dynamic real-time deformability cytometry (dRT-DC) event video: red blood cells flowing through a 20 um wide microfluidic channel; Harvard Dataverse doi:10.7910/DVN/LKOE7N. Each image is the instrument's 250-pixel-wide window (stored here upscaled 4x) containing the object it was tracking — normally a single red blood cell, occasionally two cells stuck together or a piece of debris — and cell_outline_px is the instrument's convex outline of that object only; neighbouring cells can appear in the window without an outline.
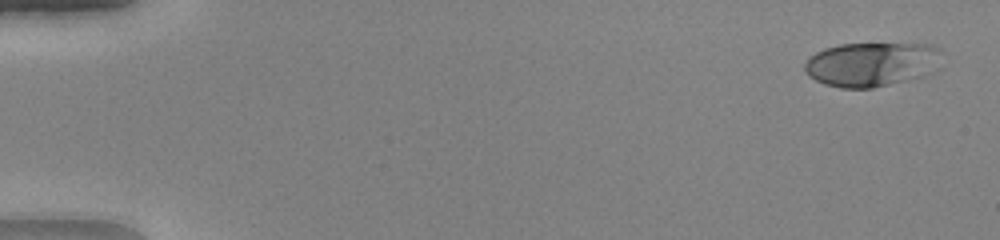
{"species": "human", "species_latin": "Homo sapiens", "temperature_condition": "warm", "stored_images_in_passage": 50, "camera_frame_rate_fps": 3000, "um_per_image_px": 0.085, "donor": {"sex": "female"}, "frame": {"image": 1, "passage_image": 2, "time_ms": 0.333, "image_size_px": [1000, 240], "cell_outline_px": [[940, 48], [924, 76], [872, 88], [840, 88], [824, 84], [808, 76], [804, 72], [804, 64], [808, 56], [824, 48], [840, 44], [928, 44]], "centroid_in_image_um": [73.9, 5.46], "position_along_channel_um": 11.1, "area_um2": 34.62}}
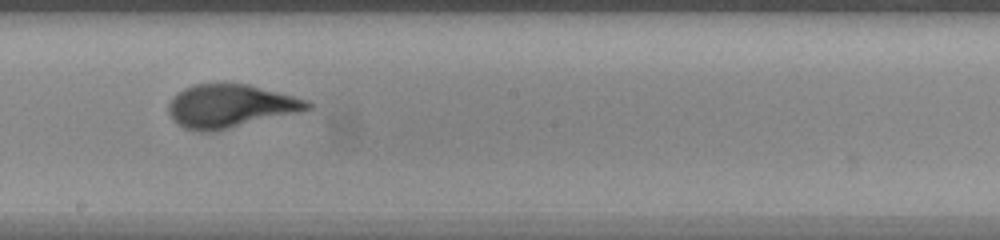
{"frame": {"image": 2, "passage_image": 29, "time_ms": 9.333, "image_size_px": [1000, 240], "cell_outline_px": [[312, 108], [296, 112], [228, 128], [208, 132], [200, 132], [184, 128], [176, 124], [172, 120], [168, 112], [168, 104], [172, 96], [176, 92], [192, 84], [248, 84], [308, 100], [312, 104]], "centroid_in_image_um": [19.49, 9.01], "position_along_channel_um": 228.7, "area_um2": 34.68}}
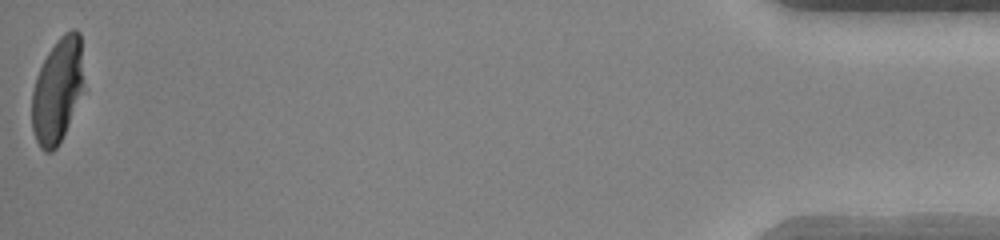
{"frame": {"image": 3, "passage_image": 50, "time_ms": 16.333, "image_size_px": [1000, 240], "cell_outline_px": [[84, 88], [68, 124], [56, 148], [52, 152], [44, 152], [40, 148], [36, 140], [32, 128], [32, 92], [36, 76], [48, 52], [60, 36], [64, 32], [72, 28], [76, 28], [80, 32], [84, 84]], "centroid_in_image_um": [4.89, 7.65], "position_along_channel_um": 430.3, "area_um2": 31.67}, "authors_computed_cell_mechanics": {"area_um2": 33.8708, "velocity_mm_per_s": 4.1546, "shape_relaxation_time_tau1_ms": 5.1122, "shape_relaxation_time_tau2_ms": null, "deformation_change_tau1": 0.2889, "deformation_change_tau2": null}}